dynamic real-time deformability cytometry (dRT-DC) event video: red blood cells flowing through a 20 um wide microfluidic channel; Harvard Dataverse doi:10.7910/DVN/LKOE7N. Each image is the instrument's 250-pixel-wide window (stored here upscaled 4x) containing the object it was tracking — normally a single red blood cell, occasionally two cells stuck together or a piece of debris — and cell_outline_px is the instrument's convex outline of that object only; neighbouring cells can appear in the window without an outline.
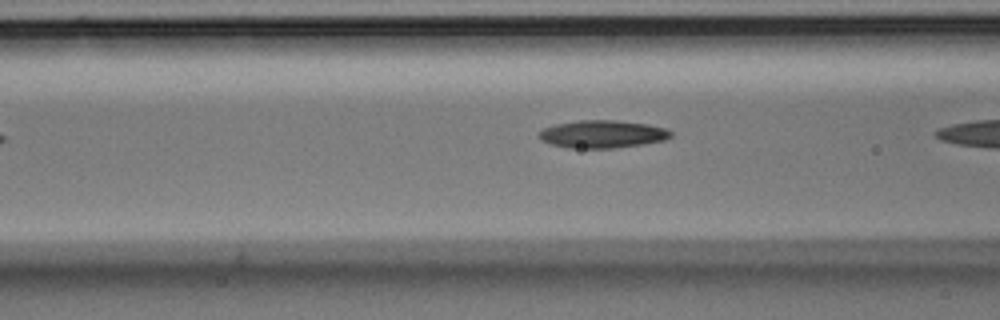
{"species": "Egyptian fruit bat (a non-hibernating species)", "species_latin": "Rousettus aegyptiacus", "temperature_condition": "room temperature", "stored_images_in_passage": 9, "camera_frame_rate_fps": 3000, "um_per_image_px": 0.085, "animal": {"sex": "male"}, "frame": {"image": 1, "passage_image": 8, "time_ms": 2.333, "image_size_px": [1000, 320], "cell_outline_px": [[672, 136], [664, 140], [644, 144], [616, 148], [568, 148], [552, 144], [540, 140], [536, 136], [536, 132], [544, 128], [556, 124], [576, 120], [616, 120], [648, 124], [664, 128], [672, 132]], "centroid_in_image_um": [51.16, 11.4], "position_along_channel_um": 115.4, "area_um2": 21.5}}